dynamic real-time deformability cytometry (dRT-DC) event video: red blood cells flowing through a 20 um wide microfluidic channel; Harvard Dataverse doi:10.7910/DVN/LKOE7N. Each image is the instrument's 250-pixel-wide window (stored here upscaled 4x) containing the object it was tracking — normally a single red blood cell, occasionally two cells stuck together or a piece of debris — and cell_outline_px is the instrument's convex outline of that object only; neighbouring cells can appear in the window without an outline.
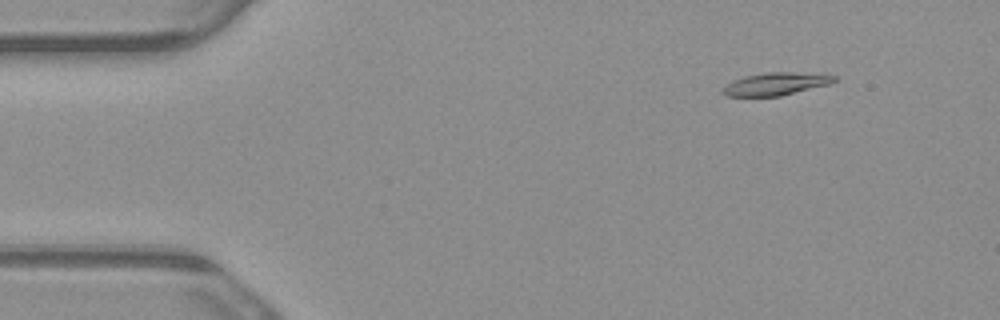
{"species": "common noctule bat (a hibernating species)", "species_latin": "Nyctalus noctula", "temperature_condition": "warm", "stored_images_in_passage": 5, "camera_frame_rate_fps": 3000, "um_per_image_px": 0.085, "animal": {"sex": "male", "body_mass_g": 23.1, "forearm_length_mm": 52.7}, "frame": {"image": 1, "passage_image": 2, "time_ms": 0.333, "image_size_px": [1000, 320], "cell_outline_px": [[836, 80], [828, 84], [780, 96], [728, 96], [720, 92], [732, 80], [744, 76], [764, 72], [824, 72], [836, 76]], "centroid_in_image_um": [65.99, 7.1], "position_along_channel_um": 19.0, "area_um2": 14.91}}
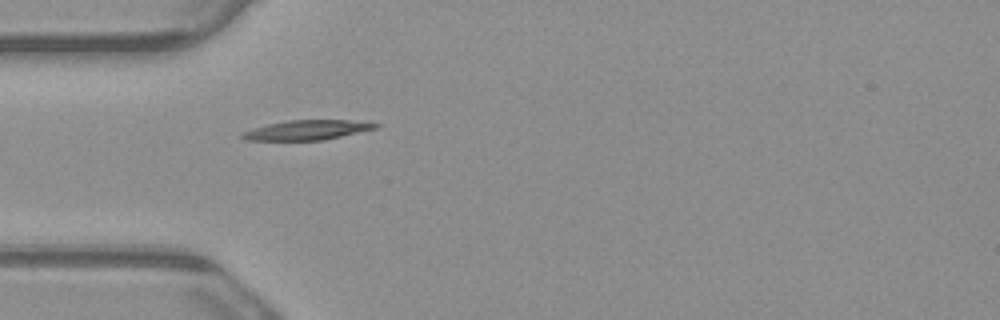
{"frame": {"image": 2, "passage_image": 5, "time_ms": 1.333, "image_size_px": [1000, 320], "cell_outline_px": [[380, 128], [324, 140], [248, 140], [240, 136], [244, 132], [252, 128], [268, 124], [288, 120], [348, 120], [380, 124]], "centroid_in_image_um": [26.15, 11.05], "position_along_channel_um": 58.8, "area_um2": 15.26}}